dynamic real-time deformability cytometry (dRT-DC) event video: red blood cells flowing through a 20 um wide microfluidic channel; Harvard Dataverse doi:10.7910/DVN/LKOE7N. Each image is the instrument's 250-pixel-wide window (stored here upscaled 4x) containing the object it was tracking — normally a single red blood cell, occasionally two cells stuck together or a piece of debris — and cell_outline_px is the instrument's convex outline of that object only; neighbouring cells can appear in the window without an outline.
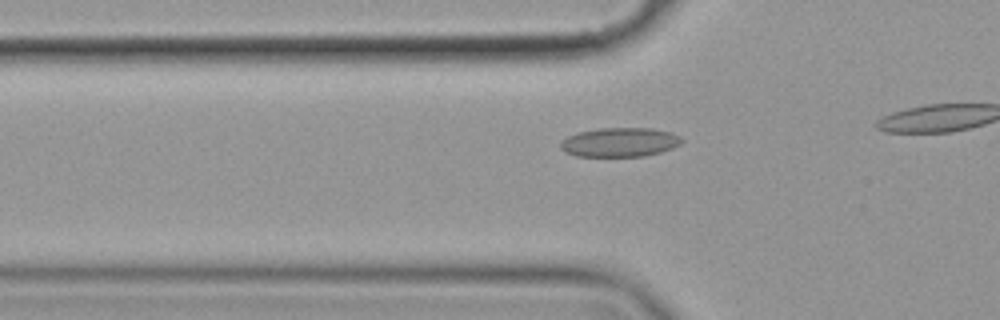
{"species": "common noctule bat (a hibernating species)", "species_latin": "Nyctalus noctula", "temperature_condition": "cold", "stored_images_in_passage": 21, "camera_frame_rate_fps": 3000, "um_per_image_px": 0.085, "animal": {"sex": "female", "body_mass_g": 19.9}, "frame": {"image": 1, "passage_image": 15, "time_ms": 4.667, "image_size_px": [1000, 320], "cell_outline_px": [[684, 140], [680, 144], [672, 148], [660, 152], [644, 156], [576, 156], [564, 152], [560, 148], [560, 144], [568, 136], [580, 132], [600, 128], [652, 128], [672, 132], [680, 136]], "centroid_in_image_um": [52.71, 12.09], "position_along_channel_um": 73.1, "area_um2": 20.58}}